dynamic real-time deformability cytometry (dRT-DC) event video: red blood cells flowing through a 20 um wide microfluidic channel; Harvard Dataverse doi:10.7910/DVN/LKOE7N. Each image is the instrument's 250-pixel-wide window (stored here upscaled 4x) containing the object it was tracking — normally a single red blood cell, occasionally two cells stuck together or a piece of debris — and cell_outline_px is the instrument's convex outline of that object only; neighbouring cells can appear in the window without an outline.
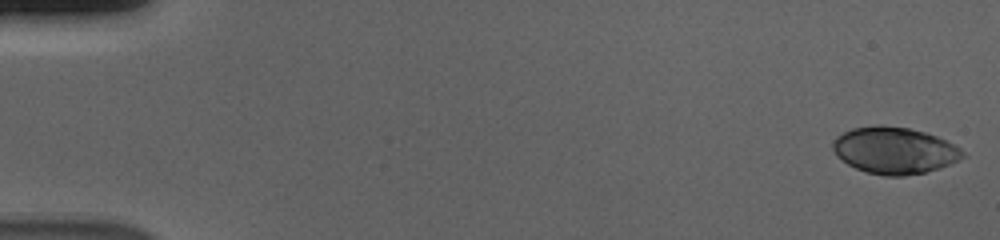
{"species": "human", "species_latin": "Homo sapiens", "temperature_condition": "cold", "stored_images_in_passage": 56, "camera_frame_rate_fps": 3000, "um_per_image_px": 0.085, "donor": {"sex": "male"}, "frame": {"image": 1, "passage_image": 1, "time_ms": 0.0, "image_size_px": [1000, 240], "cell_outline_px": [[968, 156], [940, 168], [924, 172], [904, 176], [884, 176], [868, 172], [856, 168], [848, 164], [836, 156], [832, 148], [832, 140], [836, 136], [852, 128], [876, 124], [880, 124], [908, 128], [924, 132], [936, 136], [960, 148]], "centroid_in_image_um": [76.0, 12.78], "position_along_channel_um": 9.0, "area_um2": 35.49}}
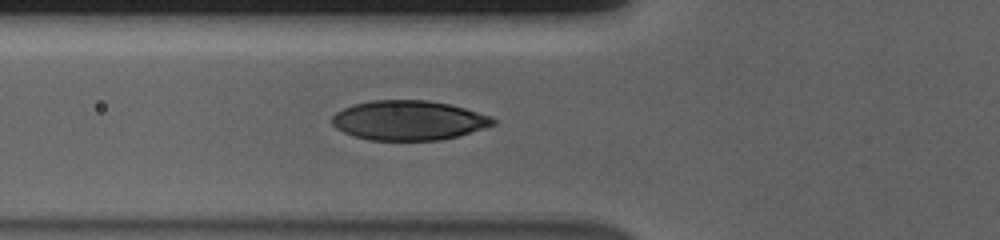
{"frame": {"image": 2, "passage_image": 21, "time_ms": 6.667, "image_size_px": [1000, 240], "cell_outline_px": [[496, 124], [484, 128], [456, 136], [440, 140], [368, 140], [344, 132], [336, 128], [332, 124], [332, 116], [336, 112], [352, 104], [372, 100], [428, 100], [448, 104], [464, 108], [492, 116], [496, 120]], "centroid_in_image_um": [34.73, 10.22], "position_along_channel_um": 91.1, "area_um2": 37.11}}
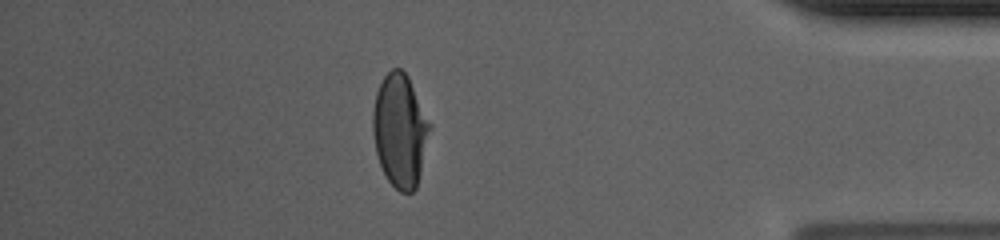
{"frame": {"image": 3, "passage_image": 49, "time_ms": 16.0, "image_size_px": [1000, 240], "cell_outline_px": [[432, 128], [416, 188], [412, 192], [400, 192], [388, 180], [380, 164], [376, 152], [372, 132], [372, 112], [376, 92], [384, 76], [392, 68], [400, 68], [408, 76], [432, 124]], "centroid_in_image_um": [34.01, 11.07], "position_along_channel_um": 401.2, "area_um2": 37.74}, "authors_computed_cell_mechanics": {"area_um2": 37.7723, "velocity_mm_per_s": 3.6929, "shape_relaxation_time_tau1_ms": 4.154, "shape_relaxation_time_tau2_ms": null, "deformation_change_tau1": 0.196, "deformation_change_tau2": null}}